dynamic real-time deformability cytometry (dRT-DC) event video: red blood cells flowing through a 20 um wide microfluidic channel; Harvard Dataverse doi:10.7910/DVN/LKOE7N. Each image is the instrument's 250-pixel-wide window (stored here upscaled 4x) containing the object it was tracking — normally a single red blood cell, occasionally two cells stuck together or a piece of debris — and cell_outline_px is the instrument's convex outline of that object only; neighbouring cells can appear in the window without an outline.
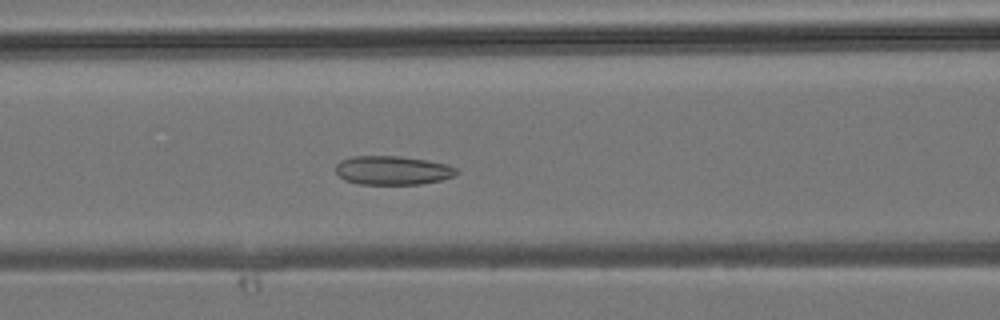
{"species": "common noctule bat (a hibernating species)", "species_latin": "Nyctalus noctula", "temperature_condition": "room temperature", "stored_images_in_passage": 38, "camera_frame_rate_fps": 3000, "um_per_image_px": 0.085, "animal": {"sex": "male", "body_mass_g": 19.2, "forearm_length_mm": 51.8}, "frame": {"image": 1, "passage_image": 15, "time_ms": 4.667, "image_size_px": [1000, 320], "cell_outline_px": [[460, 172], [456, 176], [440, 180], [420, 184], [360, 184], [344, 180], [336, 172], [336, 164], [340, 160], [352, 156], [400, 156], [428, 160], [448, 164], [456, 168]], "centroid_in_image_um": [33.4, 14.47], "position_along_channel_um": 133.2, "area_um2": 20.52}}
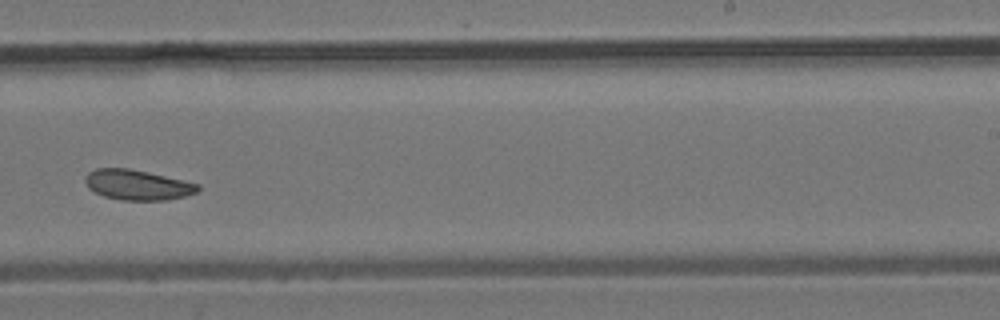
{"frame": {"image": 2, "passage_image": 23, "time_ms": 7.333, "image_size_px": [1000, 320], "cell_outline_px": [[200, 188], [196, 192], [184, 196], [164, 200], [120, 200], [104, 196], [88, 188], [84, 180], [84, 176], [88, 172], [96, 168], [128, 168], [148, 172], [200, 184]], "centroid_in_image_um": [11.65, 15.71], "position_along_channel_um": 277.4, "area_um2": 19.77}}
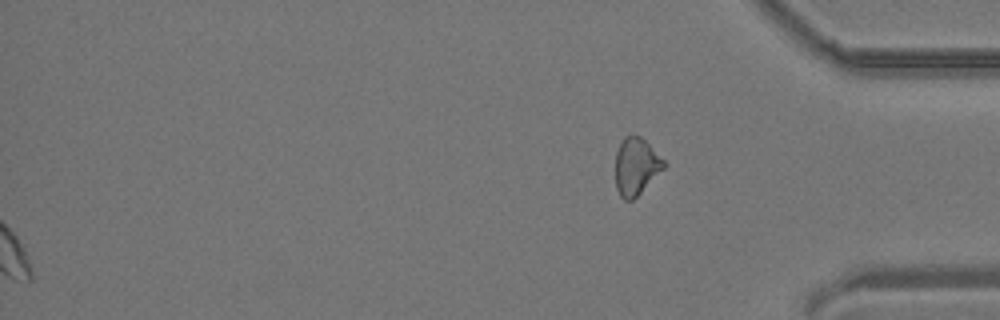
{"frame": {"image": 3, "passage_image": 38, "time_ms": 12.333, "image_size_px": [1000, 320], "cell_outline_px": [[664, 168], [632, 200], [624, 200], [620, 196], [616, 188], [616, 152], [624, 136], [640, 136], [664, 160]], "centroid_in_image_um": [54.04, 14.15], "position_along_channel_um": 381.2, "area_um2": 15.66}}